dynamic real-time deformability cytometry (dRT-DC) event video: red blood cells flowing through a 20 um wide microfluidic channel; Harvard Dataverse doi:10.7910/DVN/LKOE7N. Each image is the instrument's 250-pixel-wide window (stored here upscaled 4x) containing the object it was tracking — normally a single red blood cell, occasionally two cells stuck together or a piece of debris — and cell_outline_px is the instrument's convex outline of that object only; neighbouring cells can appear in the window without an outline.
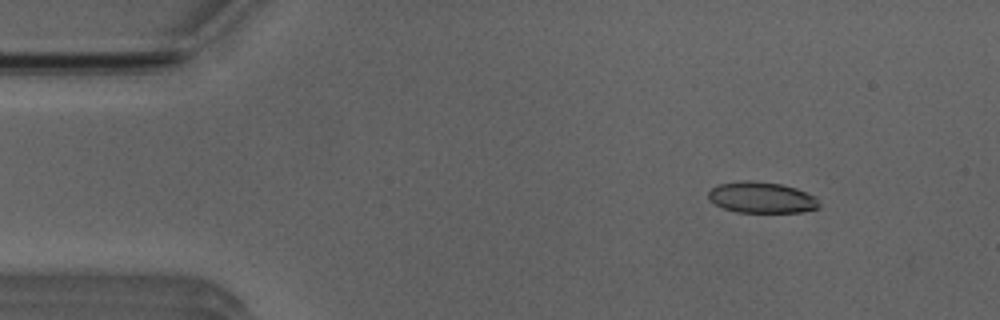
{"species": "Egyptian fruit bat (a non-hibernating species)", "species_latin": "Rousettus aegyptiacus", "temperature_condition": "room temperature", "stored_images_in_passage": 51, "camera_frame_rate_fps": 3000, "um_per_image_px": 0.085, "animal": {"sex": "male"}, "frame": {"image": 1, "passage_image": 5, "time_ms": 1.333, "image_size_px": [1000, 320], "cell_outline_px": [[820, 208], [800, 212], [736, 212], [724, 208], [708, 200], [708, 192], [716, 184], [740, 180], [752, 180], [780, 184], [796, 188], [816, 196], [820, 204]], "centroid_in_image_um": [64.73, 16.78], "position_along_channel_um": 20.3, "area_um2": 20.29}}
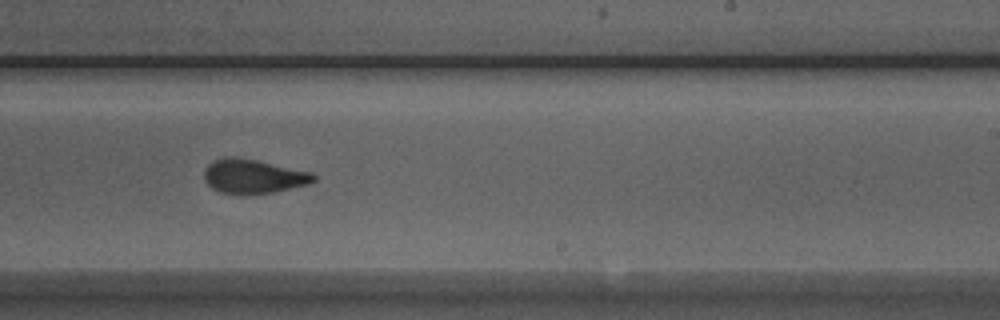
{"frame": {"image": 2, "passage_image": 30, "time_ms": 9.667, "image_size_px": [1000, 320], "cell_outline_px": [[316, 180], [308, 184], [272, 192], [220, 192], [212, 188], [204, 180], [204, 172], [208, 164], [212, 160], [224, 156], [240, 156], [312, 172], [316, 176]], "centroid_in_image_um": [21.52, 14.93], "position_along_channel_um": 267.5, "area_um2": 21.56}}
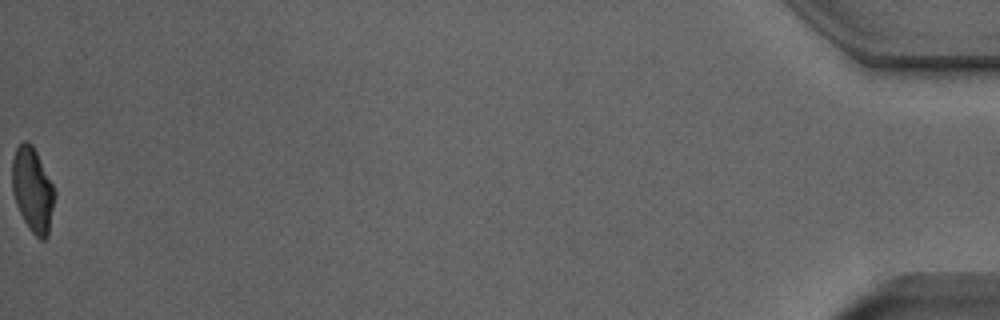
{"frame": {"image": 3, "passage_image": 51, "time_ms": 16.667, "image_size_px": [1000, 320], "cell_outline_px": [[56, 196], [48, 236], [44, 240], [40, 240], [28, 228], [16, 204], [12, 192], [12, 160], [16, 148], [24, 140], [28, 140], [32, 144], [56, 192]], "centroid_in_image_um": [2.78, 16.16], "position_along_channel_um": 432.4, "area_um2": 20.98}, "authors_computed_cell_mechanics": {"area_um2": 21.5016, "velocity_mm_per_s": 3.924, "shape_relaxation_time_tau1_ms": 9.1166, "shape_relaxation_time_tau2_ms": 1.4713, "deformation_change_tau1": 0.2511, "deformation_change_tau2": 0.0949}}